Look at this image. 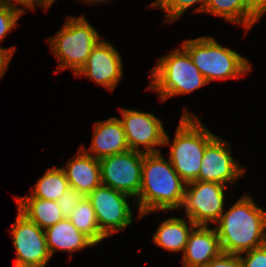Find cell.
Returning a JSON list of instances; mask_svg holds the SVG:
<instances>
[{
	"label": "cell",
	"instance_id": "4dcf8cb0",
	"mask_svg": "<svg viewBox=\"0 0 266 267\" xmlns=\"http://www.w3.org/2000/svg\"><path fill=\"white\" fill-rule=\"evenodd\" d=\"M0 4L1 5H10V6H14V7H18L16 5L21 4L25 7H27V0H0Z\"/></svg>",
	"mask_w": 266,
	"mask_h": 267
},
{
	"label": "cell",
	"instance_id": "6da1fadb",
	"mask_svg": "<svg viewBox=\"0 0 266 267\" xmlns=\"http://www.w3.org/2000/svg\"><path fill=\"white\" fill-rule=\"evenodd\" d=\"M186 183L161 152L145 153L142 163V181L137 199L139 218L156 210L180 209Z\"/></svg>",
	"mask_w": 266,
	"mask_h": 267
},
{
	"label": "cell",
	"instance_id": "52a82bcc",
	"mask_svg": "<svg viewBox=\"0 0 266 267\" xmlns=\"http://www.w3.org/2000/svg\"><path fill=\"white\" fill-rule=\"evenodd\" d=\"M226 186L216 182L193 181L186 184L181 209L196 226L217 223L224 212Z\"/></svg>",
	"mask_w": 266,
	"mask_h": 267
},
{
	"label": "cell",
	"instance_id": "d6a6232c",
	"mask_svg": "<svg viewBox=\"0 0 266 267\" xmlns=\"http://www.w3.org/2000/svg\"><path fill=\"white\" fill-rule=\"evenodd\" d=\"M14 267H28V266H18V265H14Z\"/></svg>",
	"mask_w": 266,
	"mask_h": 267
},
{
	"label": "cell",
	"instance_id": "7402d4cb",
	"mask_svg": "<svg viewBox=\"0 0 266 267\" xmlns=\"http://www.w3.org/2000/svg\"><path fill=\"white\" fill-rule=\"evenodd\" d=\"M204 12L223 17L234 24H242L248 31L247 0H208Z\"/></svg>",
	"mask_w": 266,
	"mask_h": 267
},
{
	"label": "cell",
	"instance_id": "9c48e42d",
	"mask_svg": "<svg viewBox=\"0 0 266 267\" xmlns=\"http://www.w3.org/2000/svg\"><path fill=\"white\" fill-rule=\"evenodd\" d=\"M119 109L122 114V119L119 120L130 150L157 153L161 151L156 146L171 145L160 118L152 113L139 112L135 109ZM140 146H143V149Z\"/></svg>",
	"mask_w": 266,
	"mask_h": 267
},
{
	"label": "cell",
	"instance_id": "4316f807",
	"mask_svg": "<svg viewBox=\"0 0 266 267\" xmlns=\"http://www.w3.org/2000/svg\"><path fill=\"white\" fill-rule=\"evenodd\" d=\"M248 31L266 12V0H247Z\"/></svg>",
	"mask_w": 266,
	"mask_h": 267
},
{
	"label": "cell",
	"instance_id": "ffe728a7",
	"mask_svg": "<svg viewBox=\"0 0 266 267\" xmlns=\"http://www.w3.org/2000/svg\"><path fill=\"white\" fill-rule=\"evenodd\" d=\"M69 188L70 185L63 169L53 167L46 169L45 174L38 179L31 189V195L28 194L24 197L57 201Z\"/></svg>",
	"mask_w": 266,
	"mask_h": 267
},
{
	"label": "cell",
	"instance_id": "9a60e30c",
	"mask_svg": "<svg viewBox=\"0 0 266 267\" xmlns=\"http://www.w3.org/2000/svg\"><path fill=\"white\" fill-rule=\"evenodd\" d=\"M222 252L215 228L195 226L183 252V267H205Z\"/></svg>",
	"mask_w": 266,
	"mask_h": 267
},
{
	"label": "cell",
	"instance_id": "30bf717a",
	"mask_svg": "<svg viewBox=\"0 0 266 267\" xmlns=\"http://www.w3.org/2000/svg\"><path fill=\"white\" fill-rule=\"evenodd\" d=\"M127 197L131 196L102 184L87 195L99 229L106 238L132 223L133 215Z\"/></svg>",
	"mask_w": 266,
	"mask_h": 267
},
{
	"label": "cell",
	"instance_id": "ba28073f",
	"mask_svg": "<svg viewBox=\"0 0 266 267\" xmlns=\"http://www.w3.org/2000/svg\"><path fill=\"white\" fill-rule=\"evenodd\" d=\"M145 153L128 150L99 160L101 183L137 199Z\"/></svg>",
	"mask_w": 266,
	"mask_h": 267
},
{
	"label": "cell",
	"instance_id": "603a6c76",
	"mask_svg": "<svg viewBox=\"0 0 266 267\" xmlns=\"http://www.w3.org/2000/svg\"><path fill=\"white\" fill-rule=\"evenodd\" d=\"M207 2L208 0H154L150 7L164 10L165 23H172L184 14L185 10L197 3H200V6L194 12L204 13Z\"/></svg>",
	"mask_w": 266,
	"mask_h": 267
},
{
	"label": "cell",
	"instance_id": "f546056e",
	"mask_svg": "<svg viewBox=\"0 0 266 267\" xmlns=\"http://www.w3.org/2000/svg\"><path fill=\"white\" fill-rule=\"evenodd\" d=\"M56 0H27V8L35 10V4L42 6L45 10L49 8Z\"/></svg>",
	"mask_w": 266,
	"mask_h": 267
},
{
	"label": "cell",
	"instance_id": "ac0fdd59",
	"mask_svg": "<svg viewBox=\"0 0 266 267\" xmlns=\"http://www.w3.org/2000/svg\"><path fill=\"white\" fill-rule=\"evenodd\" d=\"M18 210L45 230L63 220L57 201L35 197H15Z\"/></svg>",
	"mask_w": 266,
	"mask_h": 267
},
{
	"label": "cell",
	"instance_id": "f1b7e54d",
	"mask_svg": "<svg viewBox=\"0 0 266 267\" xmlns=\"http://www.w3.org/2000/svg\"><path fill=\"white\" fill-rule=\"evenodd\" d=\"M12 57L4 50L0 49V80L6 73Z\"/></svg>",
	"mask_w": 266,
	"mask_h": 267
},
{
	"label": "cell",
	"instance_id": "2e32d148",
	"mask_svg": "<svg viewBox=\"0 0 266 267\" xmlns=\"http://www.w3.org/2000/svg\"><path fill=\"white\" fill-rule=\"evenodd\" d=\"M65 167H61L69 182L70 188L87 196L100 186L101 174L99 160L87 154L81 147Z\"/></svg>",
	"mask_w": 266,
	"mask_h": 267
},
{
	"label": "cell",
	"instance_id": "83f0119b",
	"mask_svg": "<svg viewBox=\"0 0 266 267\" xmlns=\"http://www.w3.org/2000/svg\"><path fill=\"white\" fill-rule=\"evenodd\" d=\"M205 267H241L240 255L221 252Z\"/></svg>",
	"mask_w": 266,
	"mask_h": 267
},
{
	"label": "cell",
	"instance_id": "3957f363",
	"mask_svg": "<svg viewBox=\"0 0 266 267\" xmlns=\"http://www.w3.org/2000/svg\"><path fill=\"white\" fill-rule=\"evenodd\" d=\"M215 137L198 116H190L184 109L168 159L186 184L197 180L205 148Z\"/></svg>",
	"mask_w": 266,
	"mask_h": 267
},
{
	"label": "cell",
	"instance_id": "7a4b0ae2",
	"mask_svg": "<svg viewBox=\"0 0 266 267\" xmlns=\"http://www.w3.org/2000/svg\"><path fill=\"white\" fill-rule=\"evenodd\" d=\"M215 229L222 252L241 255L266 243V211L249 194L222 213Z\"/></svg>",
	"mask_w": 266,
	"mask_h": 267
},
{
	"label": "cell",
	"instance_id": "484cf974",
	"mask_svg": "<svg viewBox=\"0 0 266 267\" xmlns=\"http://www.w3.org/2000/svg\"><path fill=\"white\" fill-rule=\"evenodd\" d=\"M245 253L240 255L241 267H266V243Z\"/></svg>",
	"mask_w": 266,
	"mask_h": 267
},
{
	"label": "cell",
	"instance_id": "1f68e13d",
	"mask_svg": "<svg viewBox=\"0 0 266 267\" xmlns=\"http://www.w3.org/2000/svg\"><path fill=\"white\" fill-rule=\"evenodd\" d=\"M82 1H83V2H86L87 4H89V3H90V4H91V3H92V4H93V3H94V4H95V3L98 4V2H99V4H100V3H103V2H107V0H82Z\"/></svg>",
	"mask_w": 266,
	"mask_h": 267
},
{
	"label": "cell",
	"instance_id": "4fadbf2b",
	"mask_svg": "<svg viewBox=\"0 0 266 267\" xmlns=\"http://www.w3.org/2000/svg\"><path fill=\"white\" fill-rule=\"evenodd\" d=\"M120 53L110 42L100 40L92 49L77 76H85L97 84L114 91L123 77Z\"/></svg>",
	"mask_w": 266,
	"mask_h": 267
},
{
	"label": "cell",
	"instance_id": "5b68a950",
	"mask_svg": "<svg viewBox=\"0 0 266 267\" xmlns=\"http://www.w3.org/2000/svg\"><path fill=\"white\" fill-rule=\"evenodd\" d=\"M151 78L148 89L156 91L162 101L174 95L189 94L208 84L182 46L158 57L151 69Z\"/></svg>",
	"mask_w": 266,
	"mask_h": 267
},
{
	"label": "cell",
	"instance_id": "44dd1931",
	"mask_svg": "<svg viewBox=\"0 0 266 267\" xmlns=\"http://www.w3.org/2000/svg\"><path fill=\"white\" fill-rule=\"evenodd\" d=\"M69 220L80 232L88 236L96 245L106 238L99 229L95 211L87 196H84L80 203L75 207Z\"/></svg>",
	"mask_w": 266,
	"mask_h": 267
},
{
	"label": "cell",
	"instance_id": "277c9868",
	"mask_svg": "<svg viewBox=\"0 0 266 267\" xmlns=\"http://www.w3.org/2000/svg\"><path fill=\"white\" fill-rule=\"evenodd\" d=\"M207 82L238 79L252 69L249 61L238 52L223 47L214 37L202 36L180 44Z\"/></svg>",
	"mask_w": 266,
	"mask_h": 267
},
{
	"label": "cell",
	"instance_id": "cb8c5ba5",
	"mask_svg": "<svg viewBox=\"0 0 266 267\" xmlns=\"http://www.w3.org/2000/svg\"><path fill=\"white\" fill-rule=\"evenodd\" d=\"M26 12V8L14 7L10 5H1L0 4V42L4 41L7 33L12 31V29L17 25V21L20 16ZM4 49L11 57L15 53V47L2 48Z\"/></svg>",
	"mask_w": 266,
	"mask_h": 267
},
{
	"label": "cell",
	"instance_id": "d4e9b609",
	"mask_svg": "<svg viewBox=\"0 0 266 267\" xmlns=\"http://www.w3.org/2000/svg\"><path fill=\"white\" fill-rule=\"evenodd\" d=\"M84 195L73 188H69L61 197L57 200L60 211L62 212L64 219H69L72 211L83 199Z\"/></svg>",
	"mask_w": 266,
	"mask_h": 267
},
{
	"label": "cell",
	"instance_id": "7c38bea8",
	"mask_svg": "<svg viewBox=\"0 0 266 267\" xmlns=\"http://www.w3.org/2000/svg\"><path fill=\"white\" fill-rule=\"evenodd\" d=\"M244 170L232 158L229 143L216 136L205 148L196 181L233 184L244 174Z\"/></svg>",
	"mask_w": 266,
	"mask_h": 267
},
{
	"label": "cell",
	"instance_id": "e0dca14e",
	"mask_svg": "<svg viewBox=\"0 0 266 267\" xmlns=\"http://www.w3.org/2000/svg\"><path fill=\"white\" fill-rule=\"evenodd\" d=\"M47 247L52 255L59 250L76 252L96 244L80 232L69 219H63L44 230Z\"/></svg>",
	"mask_w": 266,
	"mask_h": 267
},
{
	"label": "cell",
	"instance_id": "d6986e66",
	"mask_svg": "<svg viewBox=\"0 0 266 267\" xmlns=\"http://www.w3.org/2000/svg\"><path fill=\"white\" fill-rule=\"evenodd\" d=\"M186 219L171 217L162 222L152 238L155 245L170 252H184L189 233L196 226Z\"/></svg>",
	"mask_w": 266,
	"mask_h": 267
},
{
	"label": "cell",
	"instance_id": "8992f818",
	"mask_svg": "<svg viewBox=\"0 0 266 267\" xmlns=\"http://www.w3.org/2000/svg\"><path fill=\"white\" fill-rule=\"evenodd\" d=\"M100 40L97 30L82 15L68 16L63 27L48 42L50 51L58 58L59 69L69 68L76 76Z\"/></svg>",
	"mask_w": 266,
	"mask_h": 267
},
{
	"label": "cell",
	"instance_id": "5bb4252c",
	"mask_svg": "<svg viewBox=\"0 0 266 267\" xmlns=\"http://www.w3.org/2000/svg\"><path fill=\"white\" fill-rule=\"evenodd\" d=\"M81 148L98 160L130 150L122 123L117 117L97 121L94 124L89 150H86L84 146Z\"/></svg>",
	"mask_w": 266,
	"mask_h": 267
},
{
	"label": "cell",
	"instance_id": "8fae6325",
	"mask_svg": "<svg viewBox=\"0 0 266 267\" xmlns=\"http://www.w3.org/2000/svg\"><path fill=\"white\" fill-rule=\"evenodd\" d=\"M10 234L16 249L14 265L45 267L51 258L45 232L19 210Z\"/></svg>",
	"mask_w": 266,
	"mask_h": 267
}]
</instances>
